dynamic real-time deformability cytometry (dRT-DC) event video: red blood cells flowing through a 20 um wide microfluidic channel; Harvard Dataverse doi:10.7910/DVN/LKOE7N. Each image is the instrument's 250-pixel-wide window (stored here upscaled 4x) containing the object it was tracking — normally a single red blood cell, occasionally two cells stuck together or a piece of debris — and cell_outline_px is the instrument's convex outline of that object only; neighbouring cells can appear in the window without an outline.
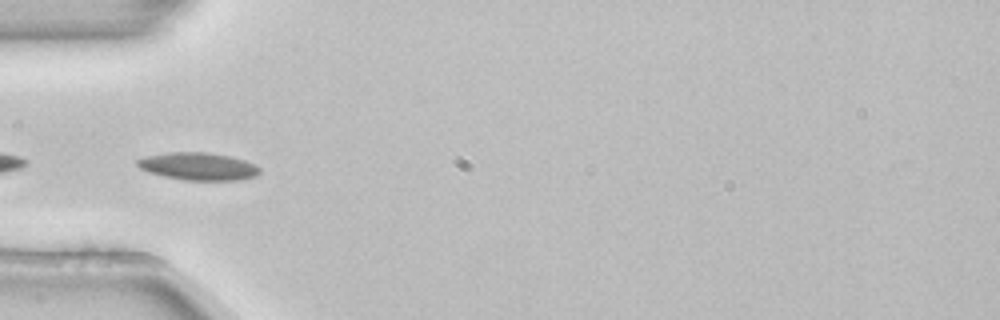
{"species": "common noctule bat (a hibernating species)", "species_latin": "Nyctalus noctula", "temperature_condition": "room temperature", "stored_images_in_passage": 37, "camera_frame_rate_fps": 3000, "um_per_image_px": 0.085, "animal": {"sex": "female", "body_mass_g": 22.7, "forearm_length_mm": 54.2}, "frame": {"image": 1, "passage_image": 1, "time_ms": 0.0, "image_size_px": [1000, 320], "cell_outline_px": [[260, 172], [256, 176], [240, 180], [184, 180], [164, 176], [148, 172], [140, 168], [136, 164], [136, 160], [148, 156], [168, 152], [208, 152], [228, 156], [244, 160], [260, 168]], "centroid_in_image_um": [16.84, 14.14], "position_along_channel_um": 68.2, "area_um2": 19.54}, "authors_computed_cell_mechanics": {"area_um2": 17.8024, "velocity_mm_per_s": 3.8388, "shape_relaxation_time_tau1_ms": 6.3327, "shape_relaxation_time_tau2_ms": null, "deformation_change_tau1": 0.109, "deformation_change_tau2": null}}